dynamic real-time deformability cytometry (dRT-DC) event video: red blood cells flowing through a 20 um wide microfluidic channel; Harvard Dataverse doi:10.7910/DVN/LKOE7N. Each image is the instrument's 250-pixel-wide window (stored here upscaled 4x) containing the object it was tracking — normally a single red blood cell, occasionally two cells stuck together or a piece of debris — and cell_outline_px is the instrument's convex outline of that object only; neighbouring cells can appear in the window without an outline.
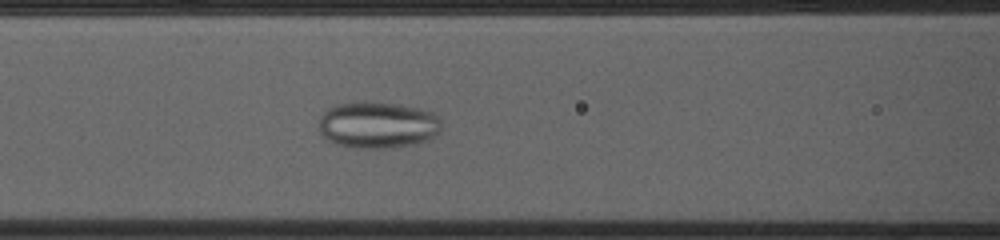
{"species": "common noctule bat (a hibernating species)", "species_latin": "Nyctalus noctula", "temperature_condition": "cold", "stored_images_in_passage": 37, "camera_frame_rate_fps": 3000, "um_per_image_px": 0.085, "animal": {"sex": "female", "body_mass_g": 23.0, "forearm_length_mm": 53.4}, "frame": {"image": 1, "passage_image": 12, "time_ms": 3.667, "image_size_px": [1000, 240], "cell_outline_px": [[440, 132], [436, 136], [428, 140], [416, 144], [396, 148], [356, 148], [336, 144], [328, 140], [320, 132], [320, 116], [328, 108], [336, 104], [396, 104], [420, 108], [432, 112], [440, 120]], "centroid_in_image_um": [32.14, 10.67], "position_along_channel_um": 134.5, "area_um2": 32.89}}
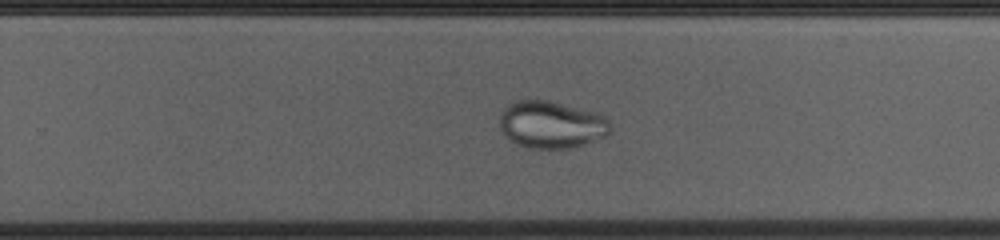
{"frame": {"image": 2, "passage_image": 24, "time_ms": 7.667, "image_size_px": [1000, 240], "cell_outline_px": [[612, 128], [604, 136], [584, 144], [572, 148], [528, 148], [516, 144], [504, 136], [500, 128], [500, 112], [508, 104], [516, 100], [548, 100], [600, 112], [608, 120]], "centroid_in_image_um": [46.85, 10.58], "position_along_channel_um": 282.9, "area_um2": 30.81}}
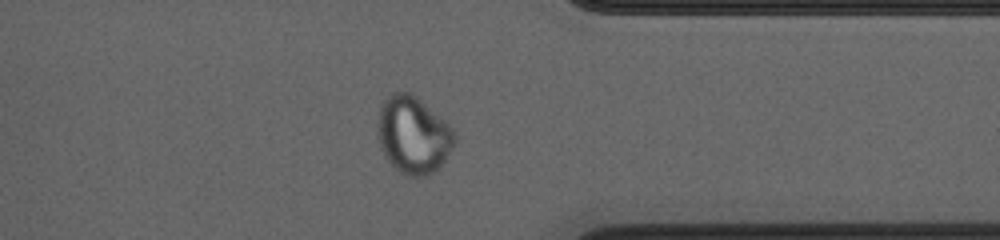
{"frame": {"image": 3, "passage_image": 32, "time_ms": 10.333, "image_size_px": [1000, 240], "cell_outline_px": [[456, 144], [444, 160], [428, 176], [404, 176], [388, 160], [380, 144], [376, 124], [380, 108], [384, 100], [392, 92], [408, 92], [416, 96], [444, 120], [456, 132]], "centroid_in_image_um": [35.13, 11.46], "position_along_channel_um": 376.3, "area_um2": 34.45}}